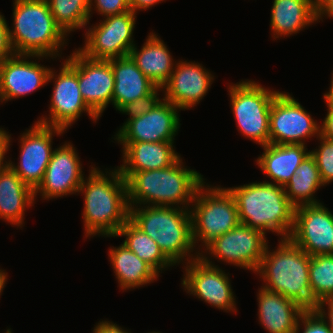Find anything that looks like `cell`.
I'll return each instance as SVG.
<instances>
[{
  "mask_svg": "<svg viewBox=\"0 0 333 333\" xmlns=\"http://www.w3.org/2000/svg\"><path fill=\"white\" fill-rule=\"evenodd\" d=\"M100 169L91 165L78 191L84 196L82 218L89 239L97 235L115 238L130 216L126 179L117 167Z\"/></svg>",
  "mask_w": 333,
  "mask_h": 333,
  "instance_id": "1",
  "label": "cell"
},
{
  "mask_svg": "<svg viewBox=\"0 0 333 333\" xmlns=\"http://www.w3.org/2000/svg\"><path fill=\"white\" fill-rule=\"evenodd\" d=\"M180 156L164 169L132 172L127 178L129 206H170L190 209L205 181L196 169L184 166Z\"/></svg>",
  "mask_w": 333,
  "mask_h": 333,
  "instance_id": "2",
  "label": "cell"
},
{
  "mask_svg": "<svg viewBox=\"0 0 333 333\" xmlns=\"http://www.w3.org/2000/svg\"><path fill=\"white\" fill-rule=\"evenodd\" d=\"M233 194L239 221L267 235V232L289 239L293 225L295 207L286 196L284 187L269 181L252 182L229 187Z\"/></svg>",
  "mask_w": 333,
  "mask_h": 333,
  "instance_id": "3",
  "label": "cell"
},
{
  "mask_svg": "<svg viewBox=\"0 0 333 333\" xmlns=\"http://www.w3.org/2000/svg\"><path fill=\"white\" fill-rule=\"evenodd\" d=\"M274 250L267 245L259 268L255 272L263 280V288L297 302L305 310H315L318 303L309 284L311 256L290 239H278Z\"/></svg>",
  "mask_w": 333,
  "mask_h": 333,
  "instance_id": "4",
  "label": "cell"
},
{
  "mask_svg": "<svg viewBox=\"0 0 333 333\" xmlns=\"http://www.w3.org/2000/svg\"><path fill=\"white\" fill-rule=\"evenodd\" d=\"M13 5L9 36L15 54L62 59L68 37L56 24L47 0H14Z\"/></svg>",
  "mask_w": 333,
  "mask_h": 333,
  "instance_id": "5",
  "label": "cell"
},
{
  "mask_svg": "<svg viewBox=\"0 0 333 333\" xmlns=\"http://www.w3.org/2000/svg\"><path fill=\"white\" fill-rule=\"evenodd\" d=\"M129 207V218L156 241L163 254L175 266L181 263L184 266V263L200 257L192 238L190 209L170 206Z\"/></svg>",
  "mask_w": 333,
  "mask_h": 333,
  "instance_id": "6",
  "label": "cell"
},
{
  "mask_svg": "<svg viewBox=\"0 0 333 333\" xmlns=\"http://www.w3.org/2000/svg\"><path fill=\"white\" fill-rule=\"evenodd\" d=\"M205 183L197 189L190 207L192 238L199 253L215 238L240 224L236 200L228 187Z\"/></svg>",
  "mask_w": 333,
  "mask_h": 333,
  "instance_id": "7",
  "label": "cell"
},
{
  "mask_svg": "<svg viewBox=\"0 0 333 333\" xmlns=\"http://www.w3.org/2000/svg\"><path fill=\"white\" fill-rule=\"evenodd\" d=\"M227 87L239 133L260 146L269 144L271 105L280 91L248 79Z\"/></svg>",
  "mask_w": 333,
  "mask_h": 333,
  "instance_id": "8",
  "label": "cell"
},
{
  "mask_svg": "<svg viewBox=\"0 0 333 333\" xmlns=\"http://www.w3.org/2000/svg\"><path fill=\"white\" fill-rule=\"evenodd\" d=\"M59 69L57 74V71L51 68L48 76V82L53 81L54 83L49 105V117L42 115L36 122L66 131L78 121L82 113H87L90 119L96 123L99 118L89 109L79 88L76 48L61 63Z\"/></svg>",
  "mask_w": 333,
  "mask_h": 333,
  "instance_id": "9",
  "label": "cell"
},
{
  "mask_svg": "<svg viewBox=\"0 0 333 333\" xmlns=\"http://www.w3.org/2000/svg\"><path fill=\"white\" fill-rule=\"evenodd\" d=\"M266 238L263 232L240 223L234 229L215 238L204 251L201 249L200 257L205 262H211L215 258L218 262L233 264L255 273L269 243Z\"/></svg>",
  "mask_w": 333,
  "mask_h": 333,
  "instance_id": "10",
  "label": "cell"
},
{
  "mask_svg": "<svg viewBox=\"0 0 333 333\" xmlns=\"http://www.w3.org/2000/svg\"><path fill=\"white\" fill-rule=\"evenodd\" d=\"M137 14L127 11L102 18L99 23L85 28L84 46L78 49L92 59L110 60L130 54L135 45L133 31Z\"/></svg>",
  "mask_w": 333,
  "mask_h": 333,
  "instance_id": "11",
  "label": "cell"
},
{
  "mask_svg": "<svg viewBox=\"0 0 333 333\" xmlns=\"http://www.w3.org/2000/svg\"><path fill=\"white\" fill-rule=\"evenodd\" d=\"M184 265L181 284L187 294L227 313L238 312L229 272L227 274L214 261L205 262L201 257Z\"/></svg>",
  "mask_w": 333,
  "mask_h": 333,
  "instance_id": "12",
  "label": "cell"
},
{
  "mask_svg": "<svg viewBox=\"0 0 333 333\" xmlns=\"http://www.w3.org/2000/svg\"><path fill=\"white\" fill-rule=\"evenodd\" d=\"M320 136V124L289 92L274 98L269 121V144H306Z\"/></svg>",
  "mask_w": 333,
  "mask_h": 333,
  "instance_id": "13",
  "label": "cell"
},
{
  "mask_svg": "<svg viewBox=\"0 0 333 333\" xmlns=\"http://www.w3.org/2000/svg\"><path fill=\"white\" fill-rule=\"evenodd\" d=\"M65 132L62 129L45 126L34 121L32 127L20 135V141H18L20 143L19 162L15 164L10 160L9 166L33 191L43 181L54 151L52 148L53 137L55 135L61 136Z\"/></svg>",
  "mask_w": 333,
  "mask_h": 333,
  "instance_id": "14",
  "label": "cell"
},
{
  "mask_svg": "<svg viewBox=\"0 0 333 333\" xmlns=\"http://www.w3.org/2000/svg\"><path fill=\"white\" fill-rule=\"evenodd\" d=\"M179 111L178 107L162 98L151 111L120 126L112 138L118 144L174 141L181 125Z\"/></svg>",
  "mask_w": 333,
  "mask_h": 333,
  "instance_id": "15",
  "label": "cell"
},
{
  "mask_svg": "<svg viewBox=\"0 0 333 333\" xmlns=\"http://www.w3.org/2000/svg\"><path fill=\"white\" fill-rule=\"evenodd\" d=\"M289 239L310 256L333 254V214L323 203L296 207Z\"/></svg>",
  "mask_w": 333,
  "mask_h": 333,
  "instance_id": "16",
  "label": "cell"
},
{
  "mask_svg": "<svg viewBox=\"0 0 333 333\" xmlns=\"http://www.w3.org/2000/svg\"><path fill=\"white\" fill-rule=\"evenodd\" d=\"M71 142L55 148L45 171L43 181L34 191L42 200L62 198L63 196L78 194L84 180L82 163L79 153Z\"/></svg>",
  "mask_w": 333,
  "mask_h": 333,
  "instance_id": "17",
  "label": "cell"
},
{
  "mask_svg": "<svg viewBox=\"0 0 333 333\" xmlns=\"http://www.w3.org/2000/svg\"><path fill=\"white\" fill-rule=\"evenodd\" d=\"M44 57L49 58L40 55L15 54L0 62V103L22 98L48 84L51 67L36 61ZM34 58L36 62L32 60Z\"/></svg>",
  "mask_w": 333,
  "mask_h": 333,
  "instance_id": "18",
  "label": "cell"
},
{
  "mask_svg": "<svg viewBox=\"0 0 333 333\" xmlns=\"http://www.w3.org/2000/svg\"><path fill=\"white\" fill-rule=\"evenodd\" d=\"M195 61H176L168 81L161 87L163 99L180 110H190L206 96L214 81V75Z\"/></svg>",
  "mask_w": 333,
  "mask_h": 333,
  "instance_id": "19",
  "label": "cell"
},
{
  "mask_svg": "<svg viewBox=\"0 0 333 333\" xmlns=\"http://www.w3.org/2000/svg\"><path fill=\"white\" fill-rule=\"evenodd\" d=\"M77 77L81 95L98 117L112 104L114 75L110 60L92 59L77 49Z\"/></svg>",
  "mask_w": 333,
  "mask_h": 333,
  "instance_id": "20",
  "label": "cell"
},
{
  "mask_svg": "<svg viewBox=\"0 0 333 333\" xmlns=\"http://www.w3.org/2000/svg\"><path fill=\"white\" fill-rule=\"evenodd\" d=\"M173 144L174 141L120 144L123 164L117 168L125 179L132 172L167 168L181 156Z\"/></svg>",
  "mask_w": 333,
  "mask_h": 333,
  "instance_id": "21",
  "label": "cell"
},
{
  "mask_svg": "<svg viewBox=\"0 0 333 333\" xmlns=\"http://www.w3.org/2000/svg\"><path fill=\"white\" fill-rule=\"evenodd\" d=\"M258 319L268 333H294L305 311L297 302L262 286L257 292Z\"/></svg>",
  "mask_w": 333,
  "mask_h": 333,
  "instance_id": "22",
  "label": "cell"
},
{
  "mask_svg": "<svg viewBox=\"0 0 333 333\" xmlns=\"http://www.w3.org/2000/svg\"><path fill=\"white\" fill-rule=\"evenodd\" d=\"M115 85L112 105L119 111L127 103L149 95L157 86L137 67L130 55L110 59Z\"/></svg>",
  "mask_w": 333,
  "mask_h": 333,
  "instance_id": "23",
  "label": "cell"
},
{
  "mask_svg": "<svg viewBox=\"0 0 333 333\" xmlns=\"http://www.w3.org/2000/svg\"><path fill=\"white\" fill-rule=\"evenodd\" d=\"M261 147L264 151L255 160L256 165L266 177L271 178L269 183L283 187L310 153L302 144H267Z\"/></svg>",
  "mask_w": 333,
  "mask_h": 333,
  "instance_id": "24",
  "label": "cell"
},
{
  "mask_svg": "<svg viewBox=\"0 0 333 333\" xmlns=\"http://www.w3.org/2000/svg\"><path fill=\"white\" fill-rule=\"evenodd\" d=\"M316 22L314 0H273L270 17L273 39L293 36Z\"/></svg>",
  "mask_w": 333,
  "mask_h": 333,
  "instance_id": "25",
  "label": "cell"
},
{
  "mask_svg": "<svg viewBox=\"0 0 333 333\" xmlns=\"http://www.w3.org/2000/svg\"><path fill=\"white\" fill-rule=\"evenodd\" d=\"M34 191L7 167L0 170V219L22 228L28 208L34 205Z\"/></svg>",
  "mask_w": 333,
  "mask_h": 333,
  "instance_id": "26",
  "label": "cell"
},
{
  "mask_svg": "<svg viewBox=\"0 0 333 333\" xmlns=\"http://www.w3.org/2000/svg\"><path fill=\"white\" fill-rule=\"evenodd\" d=\"M158 36L155 32H150L142 48H137L135 43L129 55L144 75L161 88L171 76L176 61Z\"/></svg>",
  "mask_w": 333,
  "mask_h": 333,
  "instance_id": "27",
  "label": "cell"
},
{
  "mask_svg": "<svg viewBox=\"0 0 333 333\" xmlns=\"http://www.w3.org/2000/svg\"><path fill=\"white\" fill-rule=\"evenodd\" d=\"M108 256L118 286L123 292L154 283L160 275L123 243L118 247H110Z\"/></svg>",
  "mask_w": 333,
  "mask_h": 333,
  "instance_id": "28",
  "label": "cell"
},
{
  "mask_svg": "<svg viewBox=\"0 0 333 333\" xmlns=\"http://www.w3.org/2000/svg\"><path fill=\"white\" fill-rule=\"evenodd\" d=\"M322 186L325 187L316 161L309 153L284 186V190L290 203L296 208L301 205L321 204L320 200H317L314 195Z\"/></svg>",
  "mask_w": 333,
  "mask_h": 333,
  "instance_id": "29",
  "label": "cell"
},
{
  "mask_svg": "<svg viewBox=\"0 0 333 333\" xmlns=\"http://www.w3.org/2000/svg\"><path fill=\"white\" fill-rule=\"evenodd\" d=\"M124 236L123 244L158 274L175 266L161 251L156 241L141 230L130 218L121 226L115 237ZM161 271V272H160Z\"/></svg>",
  "mask_w": 333,
  "mask_h": 333,
  "instance_id": "30",
  "label": "cell"
},
{
  "mask_svg": "<svg viewBox=\"0 0 333 333\" xmlns=\"http://www.w3.org/2000/svg\"><path fill=\"white\" fill-rule=\"evenodd\" d=\"M56 24L68 36L90 24V0H47Z\"/></svg>",
  "mask_w": 333,
  "mask_h": 333,
  "instance_id": "31",
  "label": "cell"
},
{
  "mask_svg": "<svg viewBox=\"0 0 333 333\" xmlns=\"http://www.w3.org/2000/svg\"><path fill=\"white\" fill-rule=\"evenodd\" d=\"M309 284L317 303L333 297V254L311 256Z\"/></svg>",
  "mask_w": 333,
  "mask_h": 333,
  "instance_id": "32",
  "label": "cell"
},
{
  "mask_svg": "<svg viewBox=\"0 0 333 333\" xmlns=\"http://www.w3.org/2000/svg\"><path fill=\"white\" fill-rule=\"evenodd\" d=\"M318 148L311 150L310 154L314 157L323 184L329 185L333 182V140L319 136Z\"/></svg>",
  "mask_w": 333,
  "mask_h": 333,
  "instance_id": "33",
  "label": "cell"
},
{
  "mask_svg": "<svg viewBox=\"0 0 333 333\" xmlns=\"http://www.w3.org/2000/svg\"><path fill=\"white\" fill-rule=\"evenodd\" d=\"M159 91L161 92L162 89L160 87H156L149 95L124 105L119 111L122 114L129 115V118L123 123V125L128 120L140 117L141 115L151 111L153 107L162 99L159 98Z\"/></svg>",
  "mask_w": 333,
  "mask_h": 333,
  "instance_id": "34",
  "label": "cell"
},
{
  "mask_svg": "<svg viewBox=\"0 0 333 333\" xmlns=\"http://www.w3.org/2000/svg\"><path fill=\"white\" fill-rule=\"evenodd\" d=\"M300 329L302 333H333L328 323L316 310H305L301 314L294 333H300Z\"/></svg>",
  "mask_w": 333,
  "mask_h": 333,
  "instance_id": "35",
  "label": "cell"
},
{
  "mask_svg": "<svg viewBox=\"0 0 333 333\" xmlns=\"http://www.w3.org/2000/svg\"><path fill=\"white\" fill-rule=\"evenodd\" d=\"M93 10L96 11L98 15L100 14L105 18L130 11V6L128 0H90V19L92 17Z\"/></svg>",
  "mask_w": 333,
  "mask_h": 333,
  "instance_id": "36",
  "label": "cell"
},
{
  "mask_svg": "<svg viewBox=\"0 0 333 333\" xmlns=\"http://www.w3.org/2000/svg\"><path fill=\"white\" fill-rule=\"evenodd\" d=\"M0 12V62L15 55L9 36V24Z\"/></svg>",
  "mask_w": 333,
  "mask_h": 333,
  "instance_id": "37",
  "label": "cell"
},
{
  "mask_svg": "<svg viewBox=\"0 0 333 333\" xmlns=\"http://www.w3.org/2000/svg\"><path fill=\"white\" fill-rule=\"evenodd\" d=\"M5 128L0 127V170L9 167L10 160L6 159V153L10 150V145L12 142L11 134L4 130Z\"/></svg>",
  "mask_w": 333,
  "mask_h": 333,
  "instance_id": "38",
  "label": "cell"
},
{
  "mask_svg": "<svg viewBox=\"0 0 333 333\" xmlns=\"http://www.w3.org/2000/svg\"><path fill=\"white\" fill-rule=\"evenodd\" d=\"M327 114L320 125V136L333 140V102H325Z\"/></svg>",
  "mask_w": 333,
  "mask_h": 333,
  "instance_id": "39",
  "label": "cell"
},
{
  "mask_svg": "<svg viewBox=\"0 0 333 333\" xmlns=\"http://www.w3.org/2000/svg\"><path fill=\"white\" fill-rule=\"evenodd\" d=\"M92 333H131V331L125 330L112 321L102 320L95 325Z\"/></svg>",
  "mask_w": 333,
  "mask_h": 333,
  "instance_id": "40",
  "label": "cell"
},
{
  "mask_svg": "<svg viewBox=\"0 0 333 333\" xmlns=\"http://www.w3.org/2000/svg\"><path fill=\"white\" fill-rule=\"evenodd\" d=\"M317 19L333 18V0H314Z\"/></svg>",
  "mask_w": 333,
  "mask_h": 333,
  "instance_id": "41",
  "label": "cell"
},
{
  "mask_svg": "<svg viewBox=\"0 0 333 333\" xmlns=\"http://www.w3.org/2000/svg\"><path fill=\"white\" fill-rule=\"evenodd\" d=\"M315 310L328 323L333 332V300H324L319 302Z\"/></svg>",
  "mask_w": 333,
  "mask_h": 333,
  "instance_id": "42",
  "label": "cell"
},
{
  "mask_svg": "<svg viewBox=\"0 0 333 333\" xmlns=\"http://www.w3.org/2000/svg\"><path fill=\"white\" fill-rule=\"evenodd\" d=\"M163 1L166 0H128V3L130 10L137 14L138 11L148 10Z\"/></svg>",
  "mask_w": 333,
  "mask_h": 333,
  "instance_id": "43",
  "label": "cell"
},
{
  "mask_svg": "<svg viewBox=\"0 0 333 333\" xmlns=\"http://www.w3.org/2000/svg\"><path fill=\"white\" fill-rule=\"evenodd\" d=\"M8 279V272H6L4 269H0V296L2 295V292L4 290L5 284L7 283Z\"/></svg>",
  "mask_w": 333,
  "mask_h": 333,
  "instance_id": "44",
  "label": "cell"
},
{
  "mask_svg": "<svg viewBox=\"0 0 333 333\" xmlns=\"http://www.w3.org/2000/svg\"><path fill=\"white\" fill-rule=\"evenodd\" d=\"M332 77L330 81V88L329 90L323 95V99L325 102H333V71H332Z\"/></svg>",
  "mask_w": 333,
  "mask_h": 333,
  "instance_id": "45",
  "label": "cell"
},
{
  "mask_svg": "<svg viewBox=\"0 0 333 333\" xmlns=\"http://www.w3.org/2000/svg\"><path fill=\"white\" fill-rule=\"evenodd\" d=\"M5 333H12V330H11V328H10V329L8 328V329L6 330V332H5Z\"/></svg>",
  "mask_w": 333,
  "mask_h": 333,
  "instance_id": "46",
  "label": "cell"
},
{
  "mask_svg": "<svg viewBox=\"0 0 333 333\" xmlns=\"http://www.w3.org/2000/svg\"><path fill=\"white\" fill-rule=\"evenodd\" d=\"M148 333H161V332H159V331H158V332H156V331H153V332H148Z\"/></svg>",
  "mask_w": 333,
  "mask_h": 333,
  "instance_id": "47",
  "label": "cell"
}]
</instances>
